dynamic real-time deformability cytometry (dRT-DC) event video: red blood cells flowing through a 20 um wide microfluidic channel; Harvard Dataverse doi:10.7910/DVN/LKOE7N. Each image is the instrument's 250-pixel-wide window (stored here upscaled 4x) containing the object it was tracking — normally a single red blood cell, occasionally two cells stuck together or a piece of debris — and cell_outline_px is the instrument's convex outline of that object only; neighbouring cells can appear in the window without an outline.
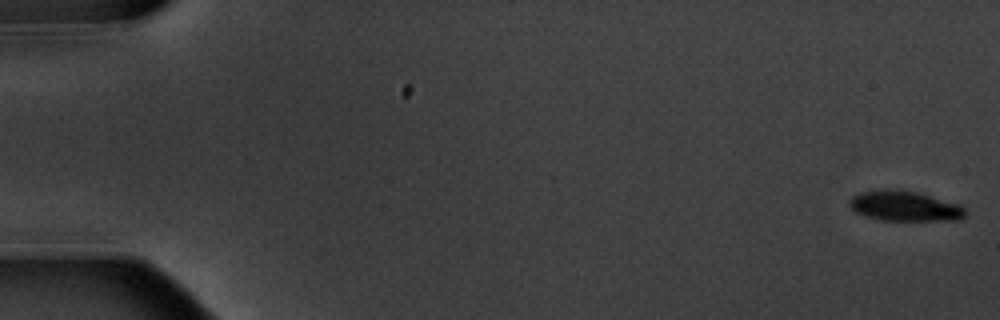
{"species": "common noctule bat (a hibernating species)", "species_latin": "Nyctalus noctula", "temperature_condition": "warm", "stored_images_in_passage": 7, "camera_frame_rate_fps": 3000, "um_per_image_px": 0.085, "animal": {"sex": "male", "body_mass_g": 20.1, "forearm_length_mm": 53.5}, "frame": {"image": 1, "passage_image": 1, "time_ms": 0.0, "image_size_px": [1000, 320], "cell_outline_px": [[964, 216], [960, 220], [880, 220], [864, 216], [856, 212], [848, 204], [848, 200], [852, 196], [860, 192], [884, 188], [888, 188], [916, 192], [960, 204], [964, 208]], "centroid_in_image_um": [76.85, 17.51], "position_along_channel_um": 8.2, "area_um2": 20.4}}
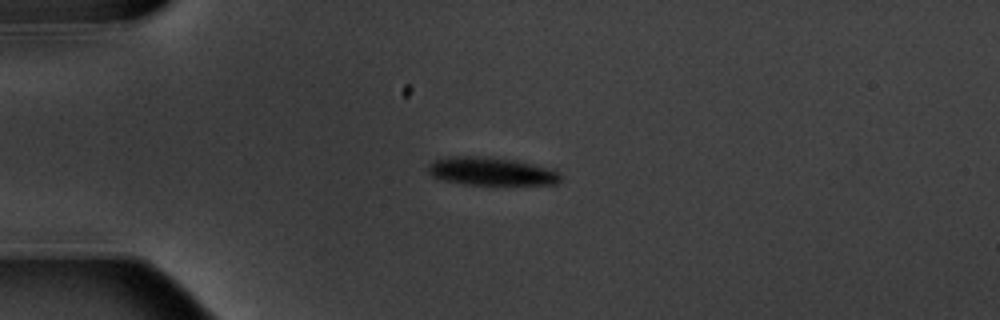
{"frame": {"image": 2, "passage_image": 5, "time_ms": 4.667, "image_size_px": [1000, 320], "cell_outline_px": [[564, 176], [560, 184], [464, 184], [444, 180], [432, 176], [428, 172], [428, 164], [436, 160], [452, 156], [476, 156], [512, 160], [556, 168]], "centroid_in_image_um": [41.86, 14.57], "position_along_channel_um": 43.1, "area_um2": 21.73}}